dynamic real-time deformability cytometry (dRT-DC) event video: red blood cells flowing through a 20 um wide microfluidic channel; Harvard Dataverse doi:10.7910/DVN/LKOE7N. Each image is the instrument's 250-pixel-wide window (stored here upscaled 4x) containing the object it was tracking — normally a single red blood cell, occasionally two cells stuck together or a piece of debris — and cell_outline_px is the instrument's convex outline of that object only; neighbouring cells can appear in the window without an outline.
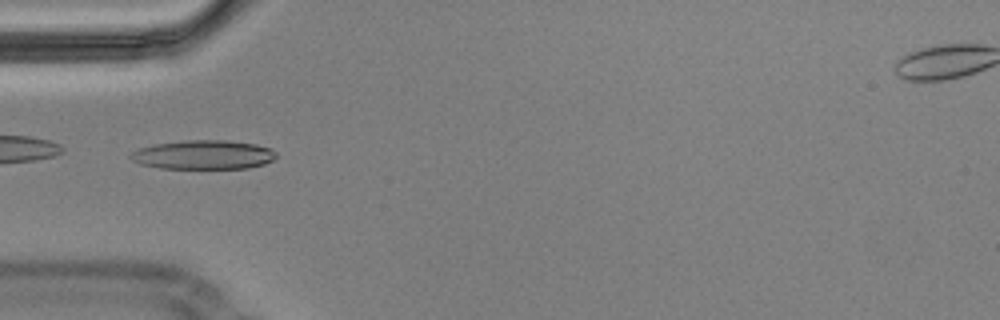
{"species": "Egyptian fruit bat (a non-hibernating species)", "species_latin": "Rousettus aegyptiacus", "temperature_condition": "cold", "stored_images_in_passage": 53, "camera_frame_rate_fps": 3000, "um_per_image_px": 0.085, "animal": {"sex": "male"}, "frame": {"image": 1, "passage_image": 16, "time_ms": 5.0, "image_size_px": [1000, 320], "cell_outline_px": [[276, 156], [272, 160], [264, 164], [248, 168], [160, 168], [140, 164], [132, 160], [128, 156], [132, 152], [140, 148], [152, 144], [184, 140], [228, 140], [256, 144], [272, 148], [276, 152]], "centroid_in_image_um": [17.29, 13.14], "position_along_channel_um": 67.7, "area_um2": 24.8}}